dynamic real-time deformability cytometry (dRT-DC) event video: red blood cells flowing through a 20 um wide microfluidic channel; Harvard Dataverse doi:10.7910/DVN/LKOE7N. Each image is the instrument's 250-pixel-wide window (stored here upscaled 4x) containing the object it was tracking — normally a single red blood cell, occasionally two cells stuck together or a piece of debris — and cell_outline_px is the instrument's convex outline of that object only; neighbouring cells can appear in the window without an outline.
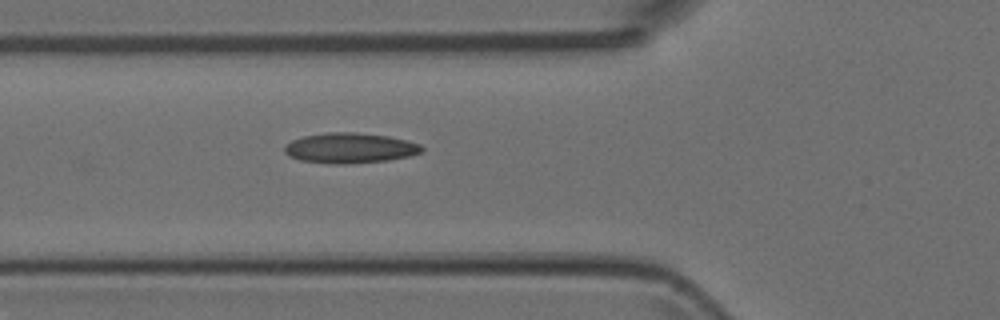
{"species": "Egyptian fruit bat (a non-hibernating species)", "species_latin": "Rousettus aegyptiacus", "temperature_condition": "room temperature", "stored_images_in_passage": 7, "camera_frame_rate_fps": 3000, "um_per_image_px": 0.085, "animal": {"sex": "female"}, "frame": {"image": 1, "passage_image": 7, "time_ms": 2.0, "image_size_px": [1000, 320], "cell_outline_px": [[424, 148], [420, 152], [408, 156], [388, 160], [344, 164], [332, 164], [300, 160], [288, 156], [284, 152], [284, 144], [292, 140], [304, 136], [328, 132], [356, 132], [388, 136], [408, 140], [420, 144]], "centroid_in_image_um": [29.71, 12.58], "position_along_channel_um": 96.1, "area_um2": 24.28}}